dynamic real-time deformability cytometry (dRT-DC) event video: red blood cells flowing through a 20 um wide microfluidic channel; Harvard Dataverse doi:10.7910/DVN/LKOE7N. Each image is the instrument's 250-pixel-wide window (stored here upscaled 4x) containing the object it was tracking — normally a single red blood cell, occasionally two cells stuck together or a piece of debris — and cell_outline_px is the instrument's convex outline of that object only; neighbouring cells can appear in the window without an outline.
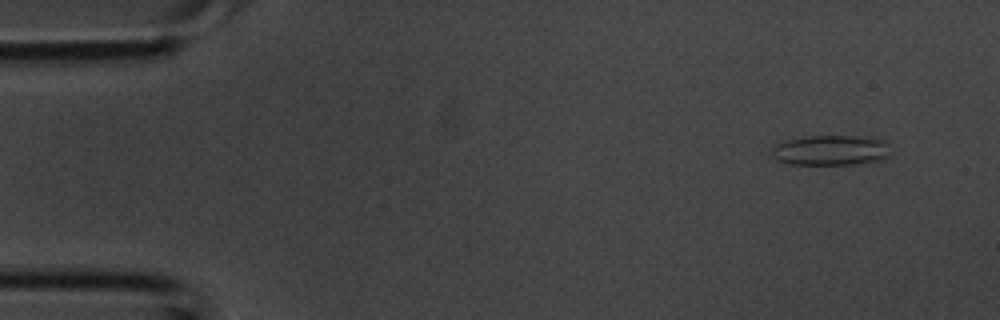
{"species": "common noctule bat (a hibernating species)", "species_latin": "Nyctalus noctula", "temperature_condition": "room temperature", "stored_images_in_passage": 38, "camera_frame_rate_fps": 3000, "um_per_image_px": 0.085, "animal": {"sex": "male", "body_mass_g": 20.1, "forearm_length_mm": 53.5}, "frame": {"image": 1, "passage_image": 3, "time_ms": 0.667, "image_size_px": [1000, 320], "cell_outline_px": [[888, 156], [880, 160], [856, 164], [788, 164], [776, 160], [772, 156], [772, 148], [776, 144], [784, 140], [808, 136], [868, 136], [884, 140], [888, 144]], "centroid_in_image_um": [70.59, 12.76], "position_along_channel_um": 14.4, "area_um2": 21.04}}
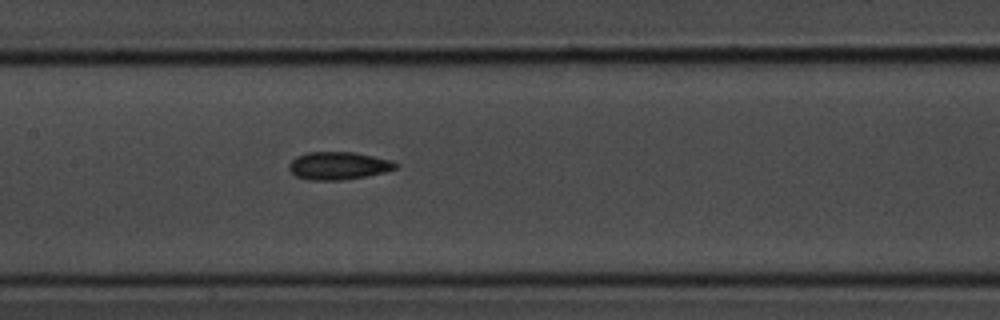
{"frame": {"image": 2, "passage_image": 18, "time_ms": 5.667, "image_size_px": [1000, 320], "cell_outline_px": [[396, 168], [384, 172], [368, 176], [340, 180], [308, 180], [296, 176], [288, 168], [288, 164], [296, 156], [308, 152], [352, 152], [372, 156], [388, 160], [396, 164]], "centroid_in_image_um": [28.7, 14.09], "position_along_channel_um": 178.7, "area_um2": 17.05}}
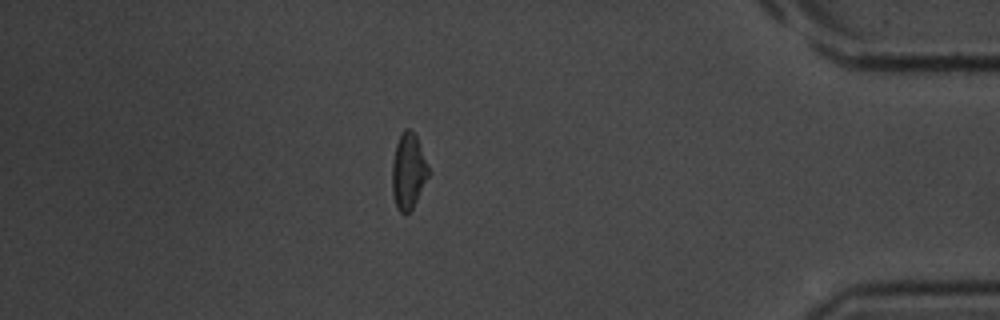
{"frame": {"image": 3, "passage_image": 33, "time_ms": 10.667, "image_size_px": [1000, 320], "cell_outline_px": [[432, 172], [412, 208], [408, 212], [400, 212], [396, 208], [392, 192], [392, 160], [396, 144], [400, 132], [404, 128], [408, 128], [416, 136], [420, 144]], "centroid_in_image_um": [34.72, 14.53], "position_along_channel_um": 400.5, "area_um2": 16.42}}